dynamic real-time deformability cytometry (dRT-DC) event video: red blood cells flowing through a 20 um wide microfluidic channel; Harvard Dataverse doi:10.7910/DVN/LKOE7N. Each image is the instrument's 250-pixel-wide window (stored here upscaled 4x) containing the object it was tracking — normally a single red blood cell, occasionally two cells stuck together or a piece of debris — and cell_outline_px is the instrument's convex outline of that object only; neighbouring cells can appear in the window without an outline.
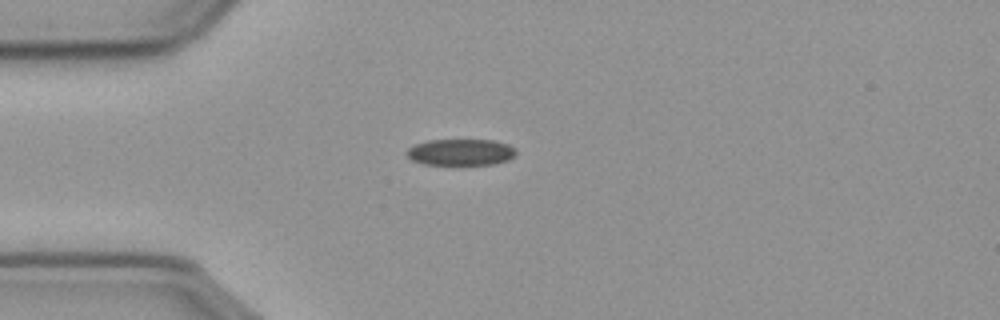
{"species": "common noctule bat (a hibernating species)", "species_latin": "Nyctalus noctula", "temperature_condition": "cold", "stored_images_in_passage": 43, "camera_frame_rate_fps": 3000, "um_per_image_px": 0.085, "animal": {"sex": "male", "body_mass_g": 23.1, "forearm_length_mm": 52.7}, "frame": {"image": 1, "passage_image": 1, "time_ms": 0.0, "image_size_px": [1000, 320], "cell_outline_px": [[516, 152], [508, 160], [492, 164], [424, 164], [412, 160], [404, 152], [408, 148], [416, 144], [428, 140], [492, 140], [508, 144], [516, 148]], "centroid_in_image_um": [39.15, 12.93], "position_along_channel_um": 45.9, "area_um2": 16.7}}
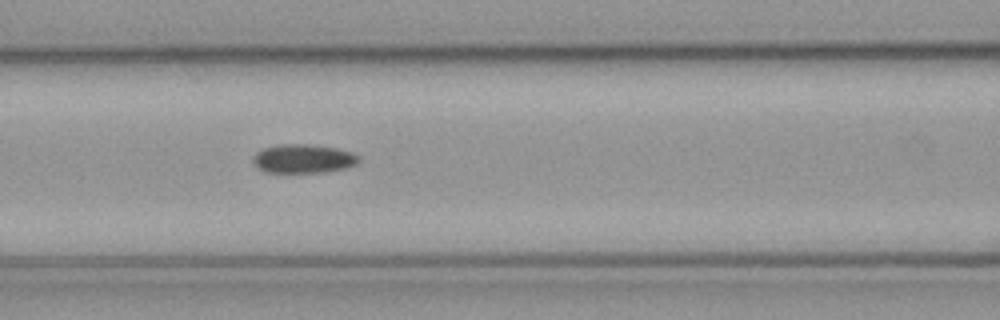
{"frame": {"image": 2, "passage_image": 10, "time_ms": 3.0, "image_size_px": [1000, 320], "cell_outline_px": [[360, 160], [356, 164], [348, 168], [324, 172], [264, 172], [252, 160], [256, 152], [264, 148], [284, 144], [304, 144], [336, 148], [352, 152], [360, 156]], "centroid_in_image_um": [25.83, 13.49], "position_along_channel_um": 140.8, "area_um2": 17.63}}
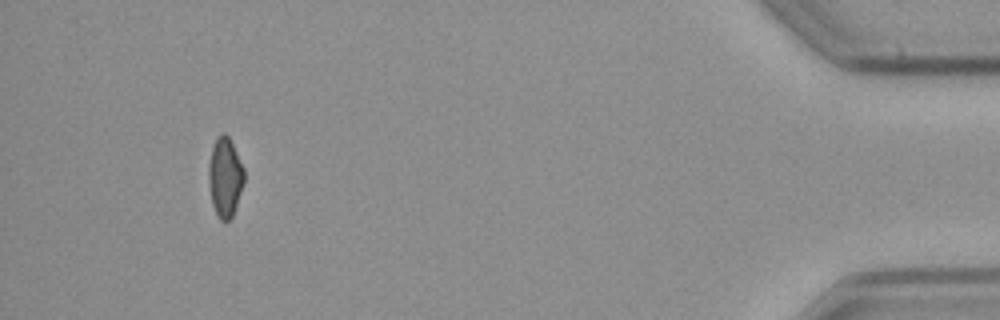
{"frame": {"image": 3, "passage_image": 39, "time_ms": 12.667, "image_size_px": [1000, 320], "cell_outline_px": [[244, 180], [232, 216], [228, 220], [220, 220], [212, 204], [208, 184], [208, 164], [212, 148], [216, 136], [220, 132], [224, 132], [228, 136], [244, 168]], "centroid_in_image_um": [19.1, 15.01], "position_along_channel_um": 416.1, "area_um2": 16.3}}